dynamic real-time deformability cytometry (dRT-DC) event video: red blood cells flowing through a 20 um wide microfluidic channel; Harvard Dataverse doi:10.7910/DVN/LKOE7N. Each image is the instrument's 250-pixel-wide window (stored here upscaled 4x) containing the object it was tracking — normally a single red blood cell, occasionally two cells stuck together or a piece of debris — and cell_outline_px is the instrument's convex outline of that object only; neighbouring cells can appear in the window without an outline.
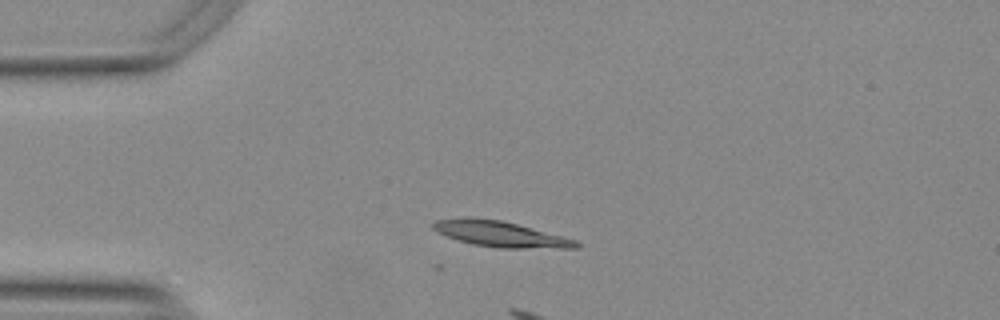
{"species": "Egyptian fruit bat (a non-hibernating species)", "species_latin": "Rousettus aegyptiacus", "temperature_condition": "warm", "stored_images_in_passage": 14, "camera_frame_rate_fps": 3000, "um_per_image_px": 0.085, "animal": {"sex": "female"}, "frame": {"image": 1, "passage_image": 14, "time_ms": 4.333, "image_size_px": [1000, 320], "cell_outline_px": [[580, 248], [496, 248], [472, 244], [436, 232], [432, 228], [432, 224], [436, 220], [500, 220], [516, 224], [576, 240], [580, 244]], "centroid_in_image_um": [42.62, 19.95], "position_along_channel_um": 42.4, "area_um2": 20.35}}